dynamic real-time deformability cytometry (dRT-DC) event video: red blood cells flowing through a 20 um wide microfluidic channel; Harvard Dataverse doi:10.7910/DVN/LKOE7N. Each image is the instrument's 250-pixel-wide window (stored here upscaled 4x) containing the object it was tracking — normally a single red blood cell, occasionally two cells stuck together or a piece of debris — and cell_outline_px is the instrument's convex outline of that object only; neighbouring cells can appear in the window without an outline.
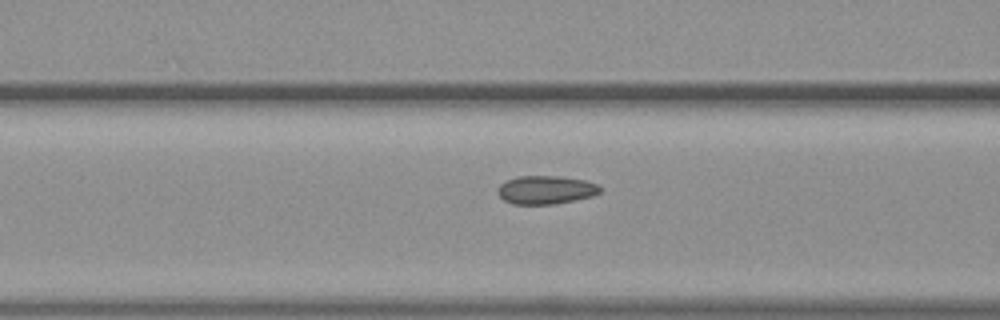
{"species": "common noctule bat (a hibernating species)", "species_latin": "Nyctalus noctula", "temperature_condition": "warm", "stored_images_in_passage": 15, "camera_frame_rate_fps": 3000, "um_per_image_px": 0.085, "animal": {"sex": "female", "body_mass_g": 19.3, "forearm_length_mm": 54.1}, "frame": {"image": 1, "passage_image": 13, "time_ms": 4.0, "image_size_px": [1000, 320], "cell_outline_px": [[604, 188], [600, 192], [592, 196], [576, 200], [552, 204], [512, 204], [504, 200], [496, 192], [496, 188], [500, 184], [516, 176], [560, 176], [584, 180], [600, 184]], "centroid_in_image_um": [46.41, 16.13], "position_along_channel_um": 120.2, "area_um2": 17.17}}